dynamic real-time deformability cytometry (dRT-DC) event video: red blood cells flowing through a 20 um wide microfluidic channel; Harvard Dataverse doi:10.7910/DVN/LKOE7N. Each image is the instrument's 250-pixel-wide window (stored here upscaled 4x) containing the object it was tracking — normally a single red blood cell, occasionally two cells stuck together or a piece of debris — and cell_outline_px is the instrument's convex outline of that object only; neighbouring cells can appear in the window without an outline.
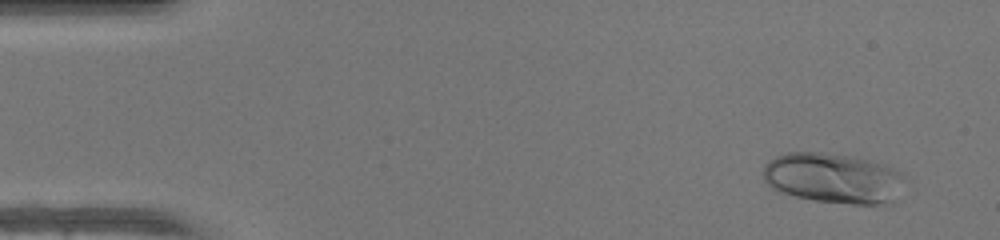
{"species": "human", "species_latin": "Homo sapiens", "temperature_condition": "warm", "stored_images_in_passage": 48, "camera_frame_rate_fps": 3000, "um_per_image_px": 0.085, "donor": {"sex": "female"}, "frame": {"image": 1, "passage_image": 3, "time_ms": 0.667, "image_size_px": [1000, 240], "cell_outline_px": [[900, 176], [896, 200], [892, 204], [852, 204], [816, 200], [796, 196], [780, 192], [772, 188], [764, 180], [764, 164], [768, 160], [776, 156], [788, 152], [820, 152], [848, 156], [868, 160], [884, 164], [900, 172]], "centroid_in_image_um": [70.76, 15.14], "position_along_channel_um": 14.2, "area_um2": 40.98}}
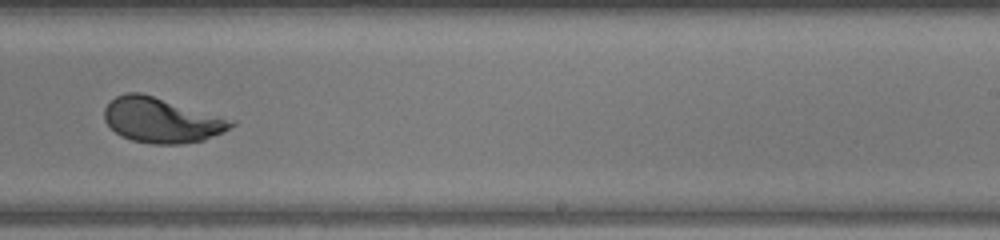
{"frame": {"image": 2, "passage_image": 30, "time_ms": 9.667, "image_size_px": [1000, 240], "cell_outline_px": [[236, 124], [204, 140], [180, 144], [152, 144], [132, 140], [120, 136], [104, 120], [104, 108], [116, 96], [128, 92], [140, 92], [236, 120]], "centroid_in_image_um": [13.72, 10.21], "position_along_channel_um": 275.3, "area_um2": 33.06}}
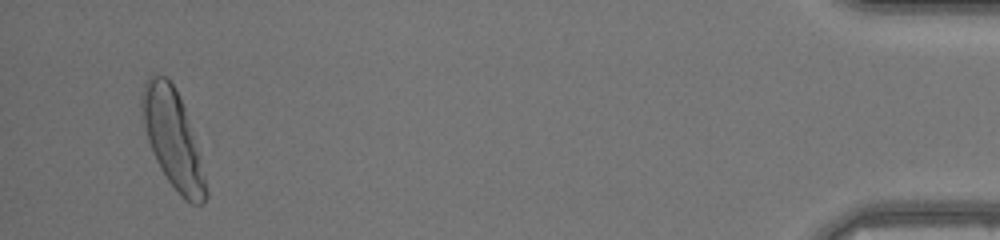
{"frame": {"image": 3, "passage_image": 46, "time_ms": 15.0, "image_size_px": [1000, 240], "cell_outline_px": [[208, 196], [200, 204], [192, 204], [184, 200], [168, 180], [160, 168], [156, 160], [148, 140], [140, 108], [140, 96], [144, 84], [148, 76], [156, 72], [164, 76], [172, 84], [184, 108], [204, 176], [208, 192]], "centroid_in_image_um": [14.63, 11.78], "position_along_channel_um": 420.6, "area_um2": 35.37}, "authors_computed_cell_mechanics": {"area_um2": 33.4084, "velocity_mm_per_s": 4.2679, "shape_relaxation_time_tau1_ms": 3.1553, "shape_relaxation_time_tau2_ms": null, "deformation_change_tau1": 0.1849, "deformation_change_tau2": null}}